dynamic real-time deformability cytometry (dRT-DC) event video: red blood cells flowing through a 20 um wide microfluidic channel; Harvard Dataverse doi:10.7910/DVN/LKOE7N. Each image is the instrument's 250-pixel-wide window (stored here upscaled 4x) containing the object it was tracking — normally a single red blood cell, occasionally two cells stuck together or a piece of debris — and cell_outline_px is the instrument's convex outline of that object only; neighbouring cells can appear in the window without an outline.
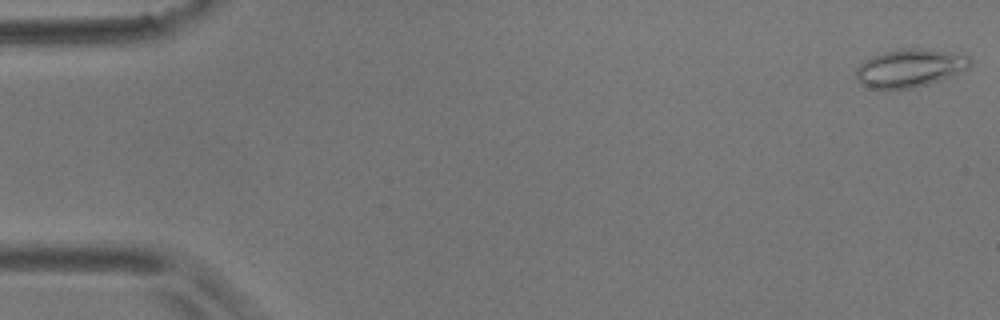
{"species": "common noctule bat (a hibernating species)", "species_latin": "Nyctalus noctula", "temperature_condition": "room temperature", "stored_images_in_passage": 56, "camera_frame_rate_fps": 3000, "um_per_image_px": 0.085, "animal": {"sex": "male", "body_mass_g": 17.9}, "frame": {"image": 1, "passage_image": 1, "time_ms": 0.0, "image_size_px": [1000, 320], "cell_outline_px": [[972, 64], [968, 68], [952, 76], [928, 84], [912, 88], [872, 88], [860, 84], [856, 80], [856, 68], [864, 60], [872, 56], [884, 52], [904, 48], [928, 48], [968, 56], [972, 60]], "centroid_in_image_um": [77.34, 5.77], "position_along_channel_um": 7.7, "area_um2": 25.32}}
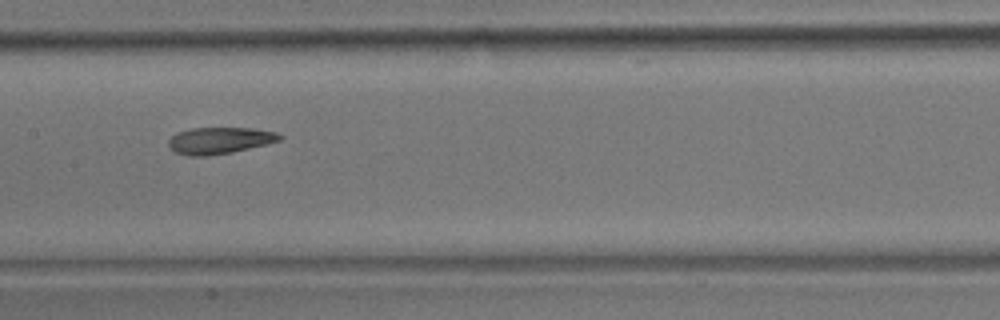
{"frame": {"image": 2, "passage_image": 28, "time_ms": 9.0, "image_size_px": [1000, 320], "cell_outline_px": [[284, 136], [280, 140], [268, 144], [232, 152], [204, 156], [192, 156], [176, 152], [168, 144], [168, 140], [176, 132], [192, 128], [252, 128], [276, 132]], "centroid_in_image_um": [18.69, 11.93], "position_along_channel_um": 188.7, "area_um2": 17.17}}
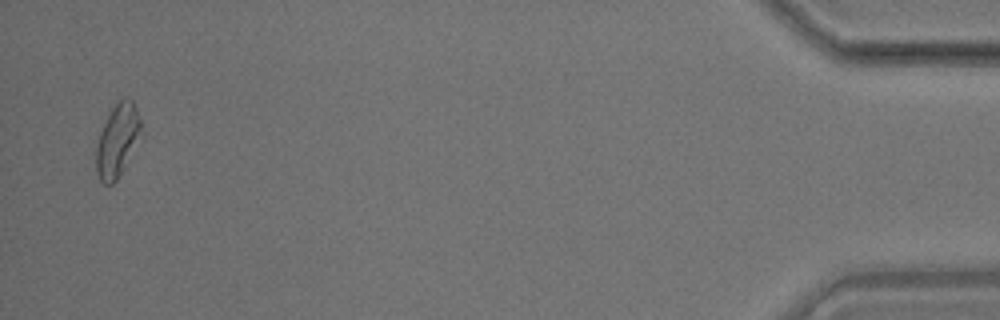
{"frame": {"image": 3, "passage_image": 55, "time_ms": 18.0, "image_size_px": [1000, 320], "cell_outline_px": [[144, 132], [116, 180], [112, 184], [104, 184], [100, 180], [96, 172], [96, 148], [100, 132], [112, 108], [124, 96], [128, 96], [132, 100], [140, 120]], "centroid_in_image_um": [10.0, 11.92], "position_along_channel_um": 425.2, "area_um2": 18.9}, "authors_computed_cell_mechanics": {"area_um2": 18.2359, "velocity_mm_per_s": 3.5644, "shape_relaxation_time_tau1_ms": 7.125, "shape_relaxation_time_tau2_ms": 3.8865, "deformation_change_tau1": 0.1658, "deformation_change_tau2": 0.1151}}